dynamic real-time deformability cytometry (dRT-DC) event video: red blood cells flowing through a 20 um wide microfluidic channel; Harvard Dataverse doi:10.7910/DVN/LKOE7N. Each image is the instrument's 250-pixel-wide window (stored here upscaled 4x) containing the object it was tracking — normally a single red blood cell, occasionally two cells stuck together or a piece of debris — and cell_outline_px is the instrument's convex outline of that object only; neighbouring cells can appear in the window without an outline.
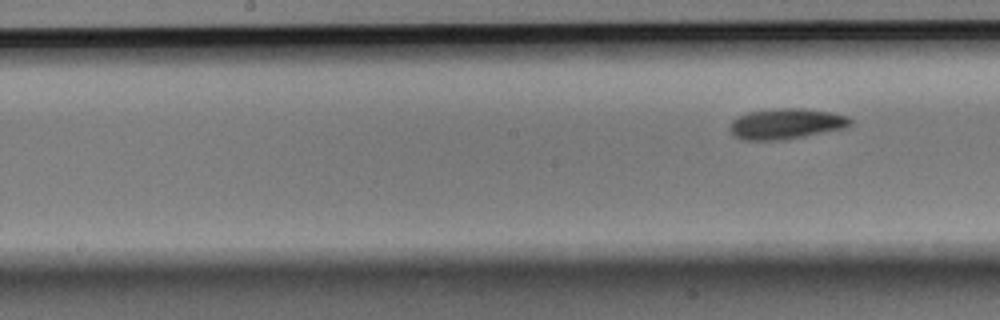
{"species": "Egyptian fruit bat (a non-hibernating species)", "species_latin": "Rousettus aegyptiacus", "temperature_condition": "room temperature", "stored_images_in_passage": 8, "camera_frame_rate_fps": 3000, "um_per_image_px": 0.085, "animal": {"sex": "male"}, "frame": {"image": 1, "passage_image": 8, "time_ms": 2.333, "image_size_px": [1000, 320], "cell_outline_px": [[852, 124], [848, 128], [804, 136], [780, 140], [740, 140], [732, 136], [728, 128], [728, 124], [736, 116], [748, 112], [772, 108], [804, 108], [832, 112], [848, 116], [852, 120]], "centroid_in_image_um": [66.78, 10.52], "position_along_channel_um": 181.4, "area_um2": 22.08}}